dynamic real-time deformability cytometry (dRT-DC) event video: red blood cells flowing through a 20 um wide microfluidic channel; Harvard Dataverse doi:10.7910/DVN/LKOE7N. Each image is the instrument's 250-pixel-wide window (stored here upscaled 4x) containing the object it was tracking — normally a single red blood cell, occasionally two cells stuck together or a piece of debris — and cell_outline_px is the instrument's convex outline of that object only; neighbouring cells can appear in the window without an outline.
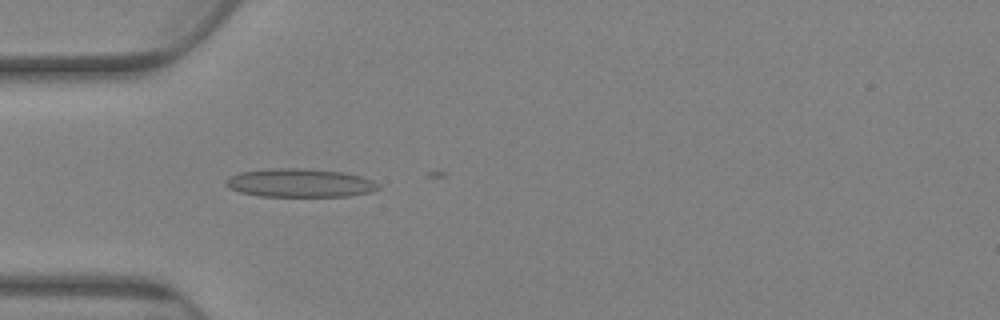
{"species": "Egyptian fruit bat (a non-hibernating species)", "species_latin": "Rousettus aegyptiacus", "temperature_condition": "warm", "stored_images_in_passage": 33, "camera_frame_rate_fps": 3000, "um_per_image_px": 0.085, "animal": {"sex": "female"}, "frame": {"image": 1, "passage_image": 28, "time_ms": 9.0, "image_size_px": [1000, 320], "cell_outline_px": [[380, 188], [372, 192], [348, 196], [260, 196], [240, 192], [224, 184], [224, 180], [228, 176], [240, 172], [268, 168], [304, 168], [344, 172], [360, 176], [372, 180], [380, 184]], "centroid_in_image_um": [25.49, 15.54], "position_along_channel_um": 59.5, "area_um2": 25.49}}